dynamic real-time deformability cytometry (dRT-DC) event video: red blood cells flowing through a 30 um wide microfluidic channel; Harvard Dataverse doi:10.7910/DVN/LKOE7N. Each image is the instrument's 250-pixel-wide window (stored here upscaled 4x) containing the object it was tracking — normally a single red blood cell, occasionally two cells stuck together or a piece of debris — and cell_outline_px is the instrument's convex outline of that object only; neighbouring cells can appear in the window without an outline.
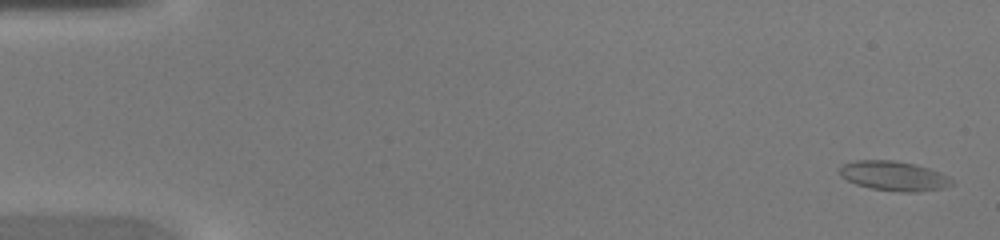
{"species": "common noctule bat (a hibernating species)", "species_latin": "Nyctalus noctula", "temperature_condition": "warm", "stored_images_in_passage": 46, "camera_frame_rate_fps": 3000, "um_per_image_px": 0.085, "animal": {"sex": "female", "body_mass_g": 20.0, "forearm_length_mm": 54.0}, "frame": {"image": 1, "passage_image": 2, "time_ms": 0.333, "image_size_px": [1000, 240], "cell_outline_px": [[952, 184], [944, 188], [916, 192], [900, 192], [872, 188], [856, 184], [840, 176], [840, 168], [844, 164], [856, 160], [896, 160], [916, 164], [940, 172], [948, 176], [952, 180]], "centroid_in_image_um": [75.99, 14.95], "position_along_channel_um": 9.0, "area_um2": 19.31}}
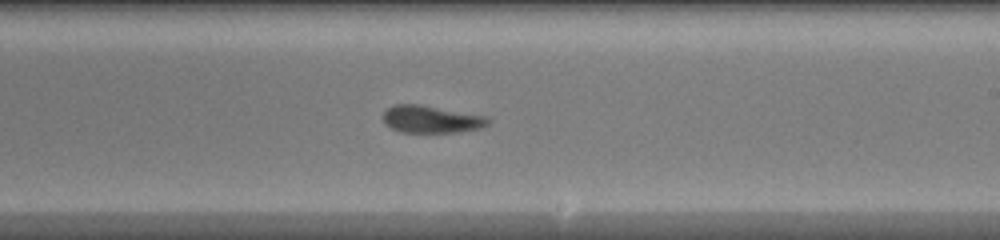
{"frame": {"image": 2, "passage_image": 28, "time_ms": 9.0, "image_size_px": [1000, 240], "cell_outline_px": [[492, 120], [484, 128], [460, 132], [400, 132], [384, 124], [384, 112], [392, 104], [420, 104], [488, 116]], "centroid_in_image_um": [36.71, 10.13], "position_along_channel_um": 252.3, "area_um2": 16.99}}
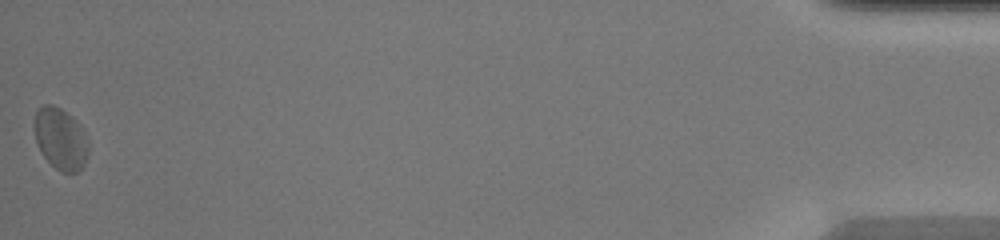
{"frame": {"image": 3, "passage_image": 46, "time_ms": 15.0, "image_size_px": [1000, 240], "cell_outline_px": [[88, 156], [84, 164], [76, 172], [60, 172], [44, 156], [36, 140], [32, 124], [36, 112], [44, 104], [52, 104], [60, 108], [72, 116], [76, 120], [84, 132], [88, 140]], "centroid_in_image_um": [5.14, 11.77], "position_along_channel_um": 430.1, "area_um2": 19.42}}